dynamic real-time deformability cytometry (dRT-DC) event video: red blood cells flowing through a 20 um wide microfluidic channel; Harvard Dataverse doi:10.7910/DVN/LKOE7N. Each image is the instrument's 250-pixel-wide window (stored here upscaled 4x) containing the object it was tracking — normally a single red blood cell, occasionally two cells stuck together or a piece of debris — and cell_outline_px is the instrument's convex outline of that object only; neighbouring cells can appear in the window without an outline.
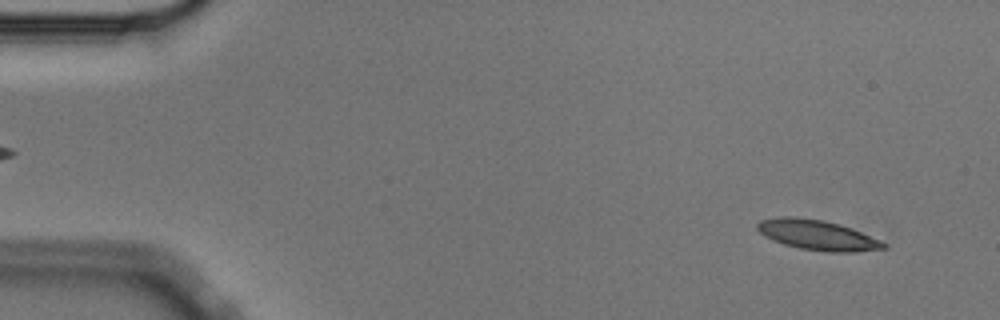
{"species": "Egyptian fruit bat (a non-hibernating species)", "species_latin": "Rousettus aegyptiacus", "temperature_condition": "cold", "stored_images_in_passage": 56, "camera_frame_rate_fps": 3000, "um_per_image_px": 0.085, "animal": {"sex": "male"}, "frame": {"image": 1, "passage_image": 4, "time_ms": 1.0, "image_size_px": [1000, 320], "cell_outline_px": [[888, 244], [884, 248], [852, 252], [828, 252], [800, 248], [784, 244], [772, 240], [764, 236], [756, 228], [756, 224], [760, 220], [780, 216], [792, 216], [824, 220], [840, 224], [852, 228], [880, 240]], "centroid_in_image_um": [69.44, 19.96], "position_along_channel_um": 15.6, "area_um2": 22.14}}
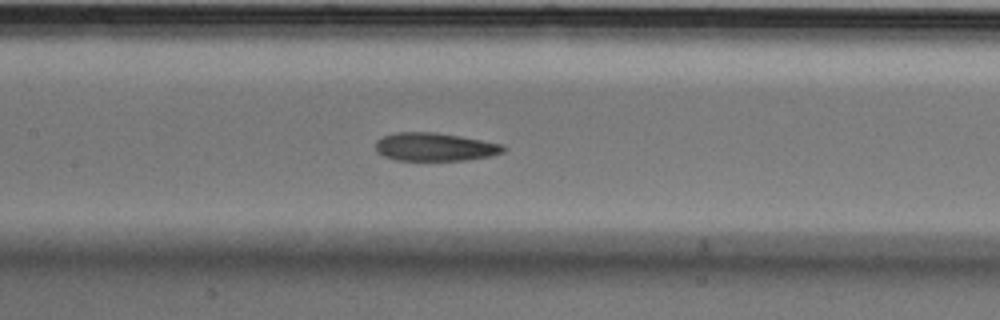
{"frame": {"image": 2, "passage_image": 26, "time_ms": 8.333, "image_size_px": [1000, 320], "cell_outline_px": [[508, 148], [504, 152], [492, 156], [464, 160], [396, 160], [384, 156], [376, 152], [376, 140], [384, 136], [396, 132], [436, 132], [460, 136], [504, 144]], "centroid_in_image_um": [37.0, 12.48], "position_along_channel_um": 170.4, "area_um2": 21.15}}
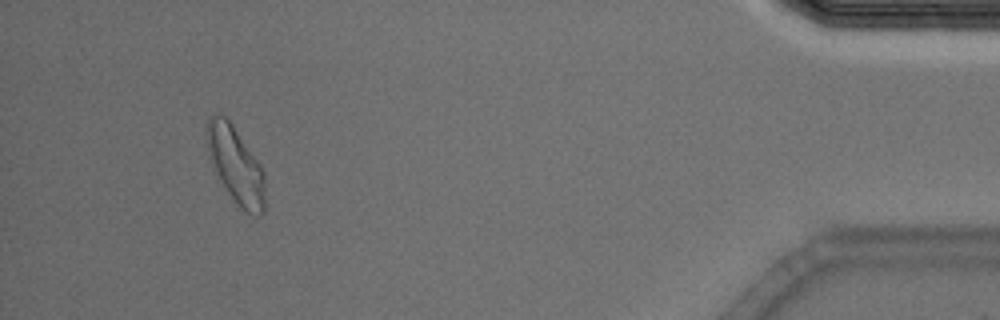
{"frame": {"image": 3, "passage_image": 52, "time_ms": 17.0, "image_size_px": [1000, 320], "cell_outline_px": [[264, 212], [256, 216], [252, 216], [244, 212], [240, 208], [216, 180], [208, 156], [204, 132], [204, 128], [208, 116], [216, 112], [224, 116], [232, 124], [260, 164], [264, 172]], "centroid_in_image_um": [19.95, 14.02], "position_along_channel_um": 415.2, "area_um2": 26.93}, "authors_computed_cell_mechanics": {"area_um2": 21.964, "velocity_mm_per_s": 3.5646, "shape_relaxation_time_tau1_ms": 4.679, "shape_relaxation_time_tau2_ms": 3.6042, "deformation_change_tau1": 0.1565, "deformation_change_tau2": 0.0983}}